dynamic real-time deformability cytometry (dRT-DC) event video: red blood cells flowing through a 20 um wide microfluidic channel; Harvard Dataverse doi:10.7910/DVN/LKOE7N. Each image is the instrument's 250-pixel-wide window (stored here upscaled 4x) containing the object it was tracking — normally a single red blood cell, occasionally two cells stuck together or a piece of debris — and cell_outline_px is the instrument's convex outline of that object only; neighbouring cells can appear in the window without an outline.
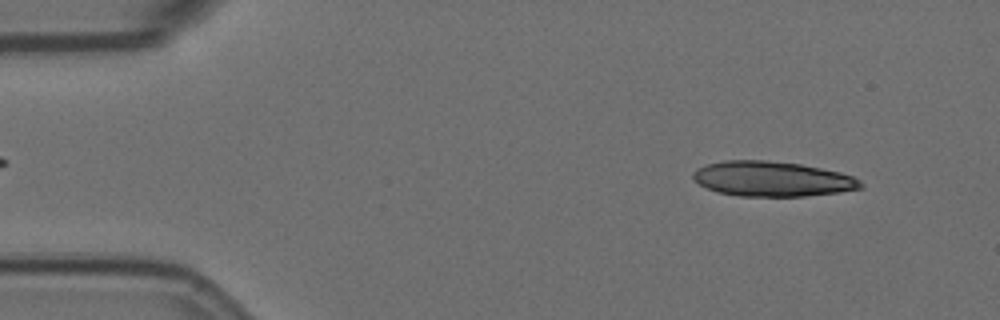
{"species": "Egyptian fruit bat (a non-hibernating species)", "species_latin": "Rousettus aegyptiacus", "temperature_condition": "room temperature", "stored_images_in_passage": 29, "segment_of_instrument_passage": [1, 2], "camera_frame_rate_fps": 3000, "um_per_image_px": 0.085, "animal": {"sex": "female"}, "frame": {"image": 1, "passage_image": 5, "time_ms": 1.333, "image_size_px": [1000, 320], "cell_outline_px": [[864, 188], [840, 192], [804, 196], [740, 196], [720, 192], [708, 188], [700, 184], [692, 176], [692, 172], [696, 168], [708, 164], [724, 160], [768, 160], [800, 164], [840, 172], [852, 176], [860, 180], [864, 184]], "centroid_in_image_um": [65.67, 15.2], "position_along_channel_um": 19.3, "area_um2": 34.16}}